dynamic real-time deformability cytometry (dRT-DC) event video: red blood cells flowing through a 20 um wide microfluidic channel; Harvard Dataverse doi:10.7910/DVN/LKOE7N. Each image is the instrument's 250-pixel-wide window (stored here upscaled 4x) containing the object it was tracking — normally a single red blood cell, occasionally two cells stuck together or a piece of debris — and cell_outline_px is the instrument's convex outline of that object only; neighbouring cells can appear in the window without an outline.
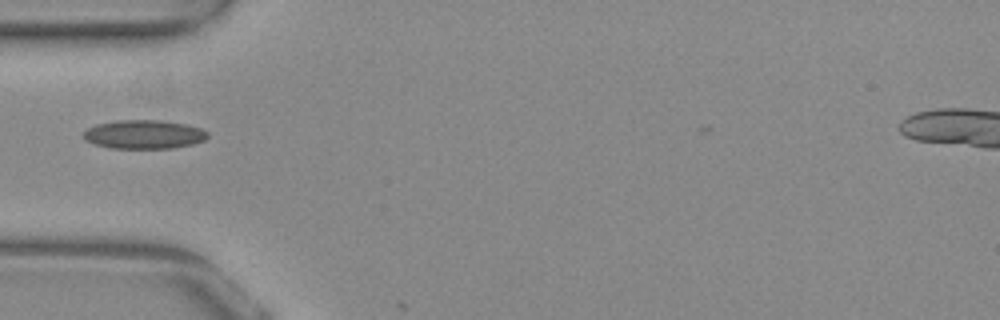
{"species": "common noctule bat (a hibernating species)", "species_latin": "Nyctalus noctula", "temperature_condition": "warm", "stored_images_in_passage": 37, "camera_frame_rate_fps": 3000, "um_per_image_px": 0.085, "animal": {"sex": "female", "body_mass_g": 29.2, "forearm_length_mm": 56.3}, "frame": {"image": 1, "passage_image": 2, "time_ms": 0.333, "image_size_px": [1000, 320], "cell_outline_px": [[208, 136], [204, 140], [192, 144], [172, 148], [108, 148], [84, 140], [84, 132], [88, 128], [96, 124], [116, 120], [160, 120], [184, 124], [200, 128], [208, 132]], "centroid_in_image_um": [12.22, 11.42], "position_along_channel_um": 72.8, "area_um2": 20.75}}
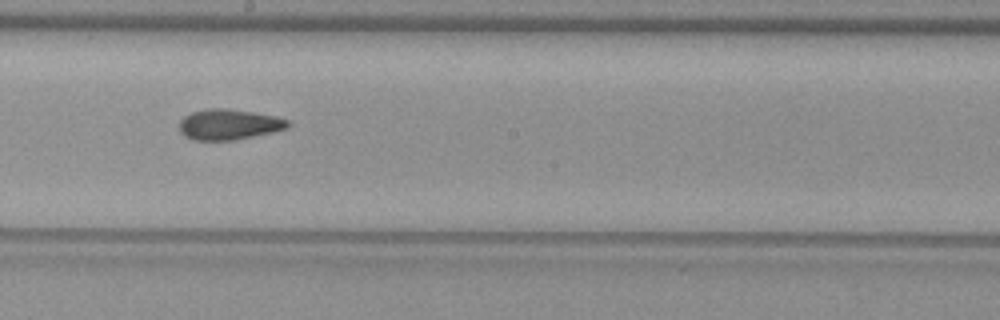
{"frame": {"image": 2, "passage_image": 14, "time_ms": 4.333, "image_size_px": [1000, 320], "cell_outline_px": [[288, 128], [272, 132], [232, 140], [196, 140], [184, 136], [180, 132], [180, 120], [184, 116], [192, 112], [208, 108], [224, 108], [252, 112], [276, 116], [288, 120]], "centroid_in_image_um": [19.43, 10.57], "position_along_channel_um": 228.8, "area_um2": 19.13}}
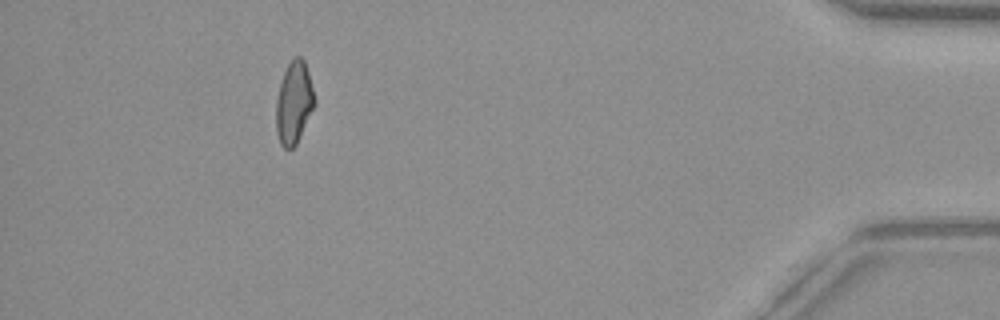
{"frame": {"image": 3, "passage_image": 33, "time_ms": 10.667, "image_size_px": [1000, 320], "cell_outline_px": [[316, 104], [296, 144], [292, 148], [284, 148], [280, 144], [276, 132], [276, 100], [280, 84], [284, 72], [288, 64], [296, 56], [300, 56], [304, 60], [308, 72], [316, 100]], "centroid_in_image_um": [24.99, 8.74], "position_along_channel_um": 410.2, "area_um2": 18.38}, "authors_computed_cell_mechanics": {"area_um2": 18.7272, "velocity_mm_per_s": 3.8823, "shape_relaxation_time_tau1_ms": null, "shape_relaxation_time_tau2_ms": 3.255, "deformation_change_tau1": null, "deformation_change_tau2": 0.0933}}